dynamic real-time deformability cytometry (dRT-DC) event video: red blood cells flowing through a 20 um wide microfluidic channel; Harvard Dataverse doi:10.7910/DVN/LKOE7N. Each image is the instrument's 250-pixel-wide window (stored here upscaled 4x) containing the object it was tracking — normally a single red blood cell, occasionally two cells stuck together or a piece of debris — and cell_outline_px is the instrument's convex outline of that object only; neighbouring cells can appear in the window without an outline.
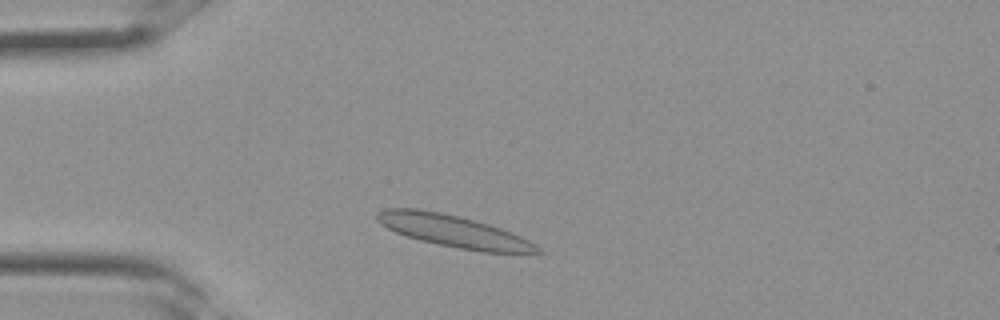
{"species": "Egyptian fruit bat (a non-hibernating species)", "species_latin": "Rousettus aegyptiacus", "temperature_condition": "room temperature", "stored_images_in_passage": 29, "camera_frame_rate_fps": 3000, "um_per_image_px": 0.085, "frame": {"image": 1, "passage_image": 4, "time_ms": 1.0, "image_size_px": [1000, 320], "cell_outline_px": [[544, 252], [484, 252], [460, 248], [420, 240], [396, 232], [388, 228], [376, 220], [376, 216], [380, 212], [388, 208], [420, 208], [440, 212], [488, 224], [512, 232], [536, 244]], "centroid_in_image_um": [38.55, 19.64], "position_along_channel_um": 46.4, "area_um2": 29.25}}
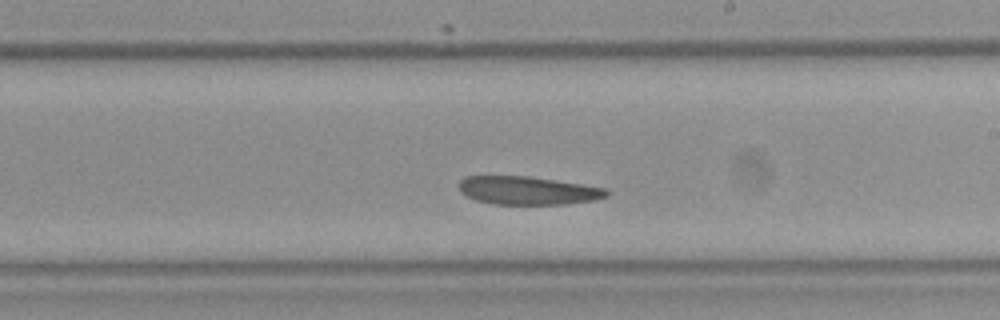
{"frame": {"image": 2, "passage_image": 15, "time_ms": 4.667, "image_size_px": [1000, 320], "cell_outline_px": [[608, 196], [596, 200], [564, 204], [492, 204], [476, 200], [460, 192], [460, 180], [464, 176], [528, 176], [584, 184], [608, 188]], "centroid_in_image_um": [44.9, 16.19], "position_along_channel_um": 244.1, "area_um2": 24.39}}
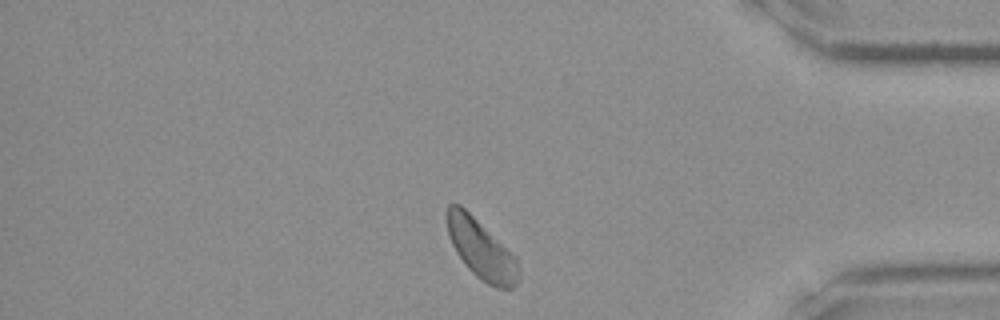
{"frame": {"image": 3, "passage_image": 24, "time_ms": 7.667, "image_size_px": [1000, 320], "cell_outline_px": [[520, 280], [512, 288], [496, 288], [480, 280], [464, 264], [456, 252], [448, 236], [444, 216], [444, 212], [448, 204], [460, 204], [516, 256], [520, 268]], "centroid_in_image_um": [40.88, 21.18], "position_along_channel_um": 394.3, "area_um2": 25.2}}